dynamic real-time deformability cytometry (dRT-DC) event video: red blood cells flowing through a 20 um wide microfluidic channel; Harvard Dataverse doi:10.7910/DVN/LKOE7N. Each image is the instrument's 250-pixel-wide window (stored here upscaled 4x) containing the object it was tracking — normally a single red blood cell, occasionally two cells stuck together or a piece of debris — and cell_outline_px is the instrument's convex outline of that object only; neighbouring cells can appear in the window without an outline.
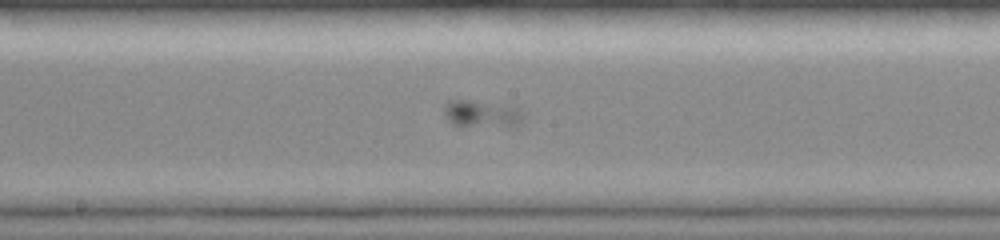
{"species": "common noctule bat (a hibernating species)", "species_latin": "Nyctalus noctula", "temperature_condition": "room temperature", "stored_images_in_passage": 29, "camera_frame_rate_fps": 3000, "um_per_image_px": 0.085, "animal": {"sex": "female", "body_mass_g": 19.0, "forearm_length_mm": 51.5}, "frame": {"image": 1, "passage_image": 13, "time_ms": 4.0, "image_size_px": [1000, 240], "cell_outline_px": [[520, 120], [516, 124], [460, 128], [452, 124], [448, 120], [444, 112], [444, 104], [448, 100], [468, 100], [516, 108], [520, 112]], "centroid_in_image_um": [40.75, 9.7], "position_along_channel_um": 207.4, "area_um2": 12.02}}